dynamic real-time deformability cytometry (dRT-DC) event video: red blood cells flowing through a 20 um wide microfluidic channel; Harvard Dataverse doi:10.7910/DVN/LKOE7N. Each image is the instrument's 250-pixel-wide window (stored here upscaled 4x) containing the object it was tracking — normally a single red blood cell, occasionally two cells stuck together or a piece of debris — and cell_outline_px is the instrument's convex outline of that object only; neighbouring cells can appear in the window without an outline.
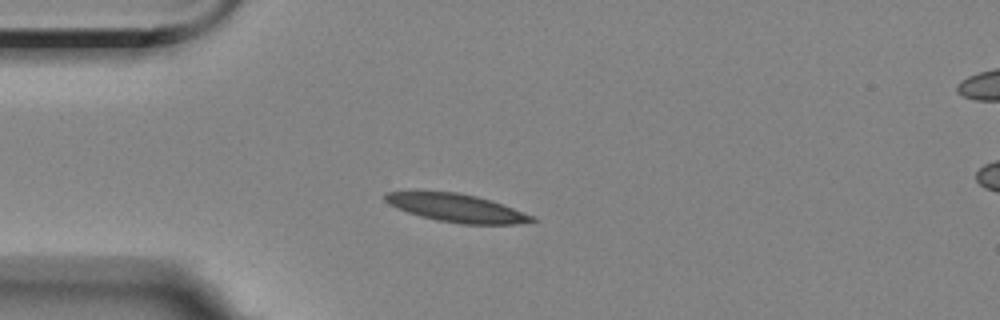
{"species": "Egyptian fruit bat (a non-hibernating species)", "species_latin": "Rousettus aegyptiacus", "temperature_condition": "room temperature", "stored_images_in_passage": 9, "camera_frame_rate_fps": 3000, "um_per_image_px": 0.085, "animal": {"sex": "female"}, "frame": {"image": 1, "passage_image": 4, "time_ms": 3.667, "image_size_px": [1000, 320], "cell_outline_px": [[540, 220], [516, 224], [460, 224], [436, 220], [420, 216], [396, 208], [388, 204], [384, 200], [384, 192], [416, 188], [456, 192], [476, 196], [536, 216]], "centroid_in_image_um": [38.68, 17.63], "position_along_channel_um": 46.3, "area_um2": 24.85}}
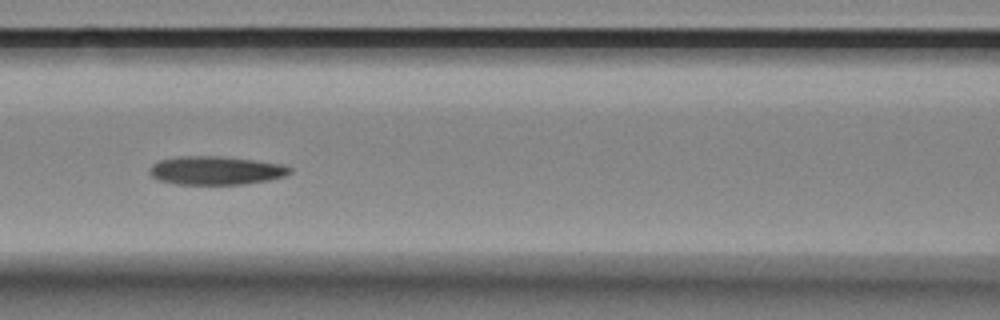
{"frame": {"image": 2, "passage_image": 7, "time_ms": 7.0, "image_size_px": [1000, 320], "cell_outline_px": [[292, 172], [284, 176], [268, 180], [244, 184], [176, 184], [156, 180], [148, 172], [148, 168], [152, 164], [160, 160], [180, 156], [220, 156], [284, 164], [292, 168]], "centroid_in_image_um": [18.32, 14.49], "position_along_channel_um": 148.3, "area_um2": 23.41}}
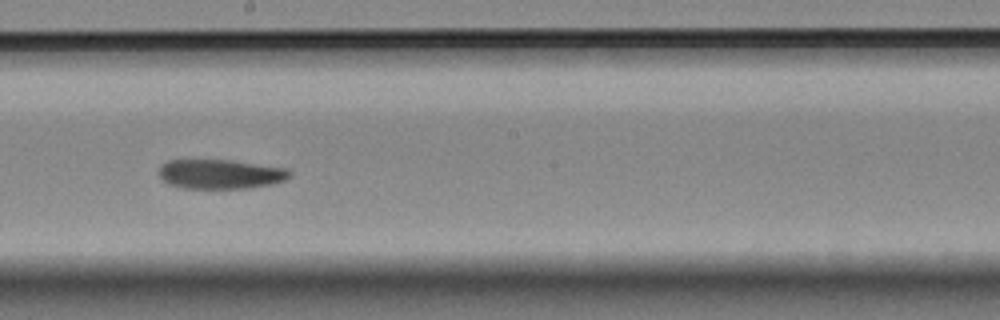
{"frame": {"image": 3, "passage_image": 9, "time_ms": 9.333, "image_size_px": [1000, 320], "cell_outline_px": [[292, 176], [284, 180], [272, 184], [248, 188], [180, 188], [168, 184], [160, 176], [160, 168], [168, 160], [232, 160], [288, 168], [292, 172]], "centroid_in_image_um": [18.79, 14.8], "position_along_channel_um": 229.4, "area_um2": 22.48}}